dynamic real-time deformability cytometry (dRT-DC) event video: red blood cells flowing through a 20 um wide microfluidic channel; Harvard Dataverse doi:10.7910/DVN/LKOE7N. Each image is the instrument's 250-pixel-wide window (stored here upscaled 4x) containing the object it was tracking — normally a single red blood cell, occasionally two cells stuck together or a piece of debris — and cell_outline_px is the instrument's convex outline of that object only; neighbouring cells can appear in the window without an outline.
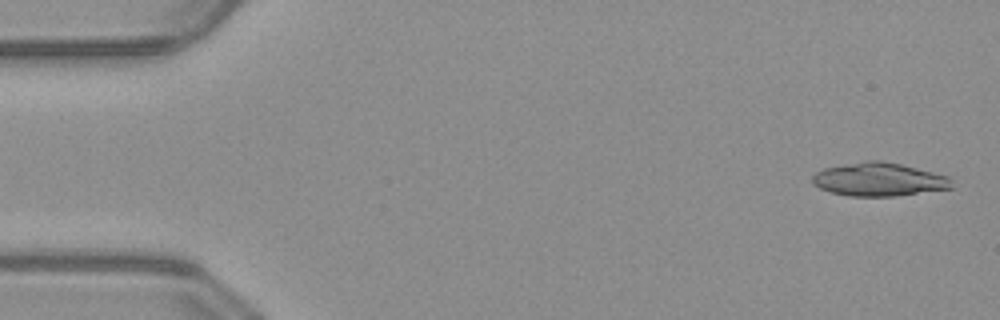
{"species": "common noctule bat (a hibernating species)", "species_latin": "Nyctalus noctula", "temperature_condition": "warm", "stored_images_in_passage": 48, "segment_of_instrument_passage": [1, 2], "camera_frame_rate_fps": 3000, "um_per_image_px": 0.085, "animal": {"sex": "male", "body_mass_g": 23.1, "forearm_length_mm": 52.7}, "frame": {"image": 1, "passage_image": 2, "time_ms": 0.333, "image_size_px": [1000, 320], "cell_outline_px": [[952, 188], [896, 196], [848, 196], [832, 192], [820, 188], [812, 184], [812, 176], [816, 172], [824, 168], [864, 160], [880, 160], [900, 164], [948, 176], [952, 180]], "centroid_in_image_um": [74.68, 15.25], "position_along_channel_um": 10.3, "area_um2": 27.05}}